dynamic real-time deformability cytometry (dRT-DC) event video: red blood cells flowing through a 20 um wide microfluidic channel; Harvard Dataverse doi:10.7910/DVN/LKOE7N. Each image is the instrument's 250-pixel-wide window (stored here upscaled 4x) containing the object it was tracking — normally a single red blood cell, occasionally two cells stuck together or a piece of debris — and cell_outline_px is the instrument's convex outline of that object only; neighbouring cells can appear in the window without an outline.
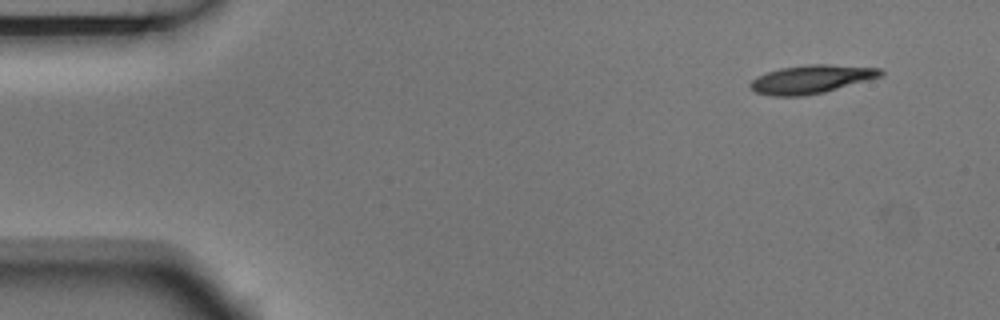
{"species": "Egyptian fruit bat (a non-hibernating species)", "species_latin": "Rousettus aegyptiacus", "temperature_condition": "room temperature", "stored_images_in_passage": 3, "camera_frame_rate_fps": 3000, "um_per_image_px": 0.085, "animal": {"sex": "male"}, "frame": {"image": 1, "passage_image": 1, "time_ms": 0.0, "image_size_px": [1000, 320], "cell_outline_px": [[884, 76], [824, 92], [804, 96], [772, 96], [756, 92], [748, 88], [748, 84], [756, 76], [780, 68], [808, 64], [828, 64], [880, 68], [884, 72]], "centroid_in_image_um": [68.95, 6.73], "position_along_channel_um": 16.0, "area_um2": 21.73}}
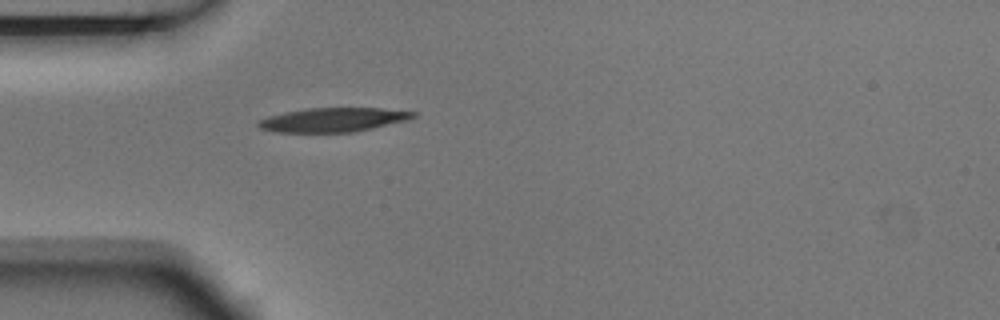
{"frame": {"image": 2, "passage_image": 3, "time_ms": 0.667, "image_size_px": [1000, 320], "cell_outline_px": [[416, 116], [408, 120], [356, 132], [272, 132], [260, 128], [256, 124], [260, 120], [268, 116], [308, 108], [380, 108], [416, 112]], "centroid_in_image_um": [28.33, 10.19], "position_along_channel_um": 56.7, "area_um2": 21.68}}